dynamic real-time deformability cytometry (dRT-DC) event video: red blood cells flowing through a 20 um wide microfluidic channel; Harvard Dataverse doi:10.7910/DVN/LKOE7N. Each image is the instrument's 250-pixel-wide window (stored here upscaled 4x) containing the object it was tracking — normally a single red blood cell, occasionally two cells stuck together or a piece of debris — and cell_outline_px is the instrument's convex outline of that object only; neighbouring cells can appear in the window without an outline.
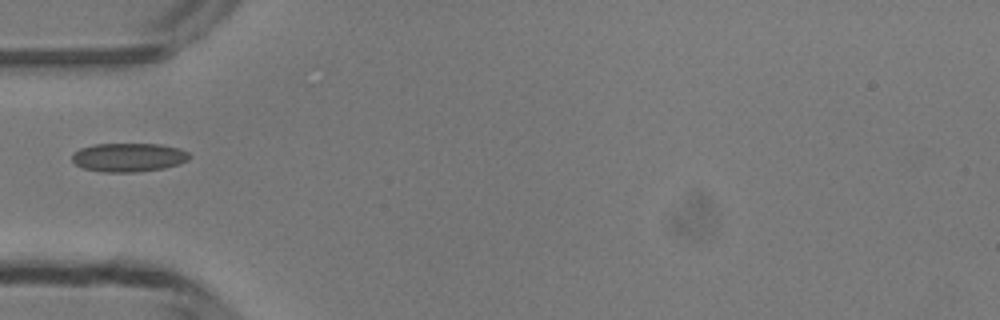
{"species": "common noctule bat (a hibernating species)", "species_latin": "Nyctalus noctula", "temperature_condition": "room temperature", "stored_images_in_passage": 30, "camera_frame_rate_fps": 3000, "um_per_image_px": 0.085, "animal": {"sex": "male", "body_mass_g": 13.3}, "frame": {"image": 1, "passage_image": 1, "time_ms": 0.0, "image_size_px": [1000, 320], "cell_outline_px": [[192, 156], [188, 160], [180, 164], [164, 168], [136, 172], [100, 172], [84, 168], [76, 164], [72, 160], [72, 152], [80, 148], [92, 144], [160, 144], [180, 148], [188, 152]], "centroid_in_image_um": [10.94, 13.37], "position_along_channel_um": 74.1, "area_um2": 19.88}}
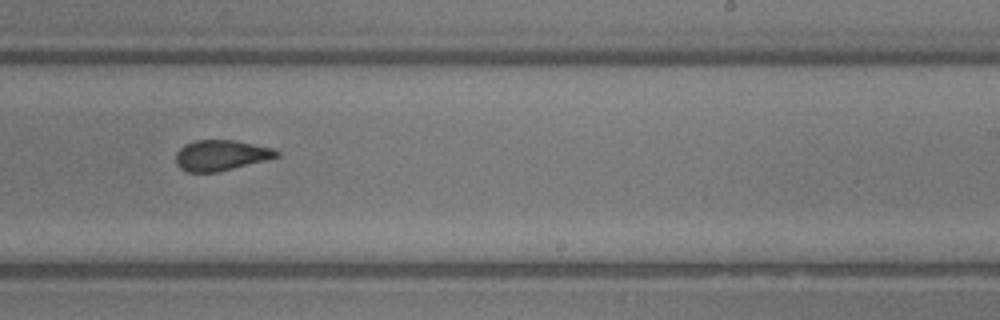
{"frame": {"image": 2, "passage_image": 15, "time_ms": 4.667, "image_size_px": [1000, 320], "cell_outline_px": [[280, 156], [220, 172], [188, 172], [180, 168], [176, 164], [176, 152], [184, 144], [196, 140], [236, 140], [272, 148], [280, 152]], "centroid_in_image_um": [18.77, 13.2], "position_along_channel_um": 270.2, "area_um2": 18.03}}
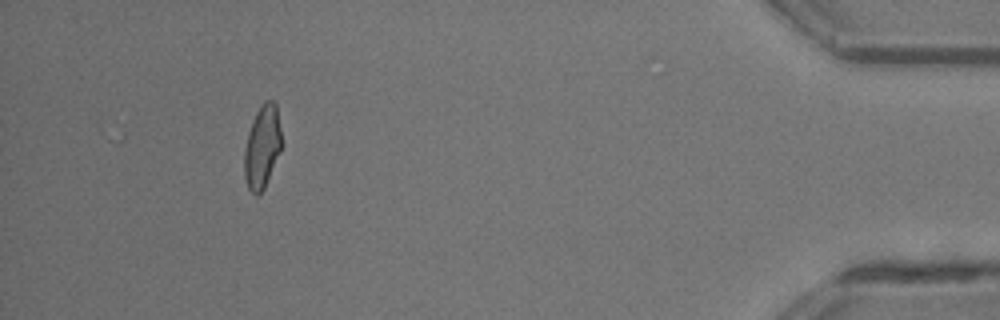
{"frame": {"image": 3, "passage_image": 30, "time_ms": 9.667, "image_size_px": [1000, 320], "cell_outline_px": [[280, 152], [264, 188], [256, 196], [248, 188], [244, 176], [244, 148], [248, 132], [252, 120], [256, 112], [264, 100], [272, 100], [276, 104], [280, 128]], "centroid_in_image_um": [22.26, 12.47], "position_along_channel_um": 412.9, "area_um2": 17.86}}